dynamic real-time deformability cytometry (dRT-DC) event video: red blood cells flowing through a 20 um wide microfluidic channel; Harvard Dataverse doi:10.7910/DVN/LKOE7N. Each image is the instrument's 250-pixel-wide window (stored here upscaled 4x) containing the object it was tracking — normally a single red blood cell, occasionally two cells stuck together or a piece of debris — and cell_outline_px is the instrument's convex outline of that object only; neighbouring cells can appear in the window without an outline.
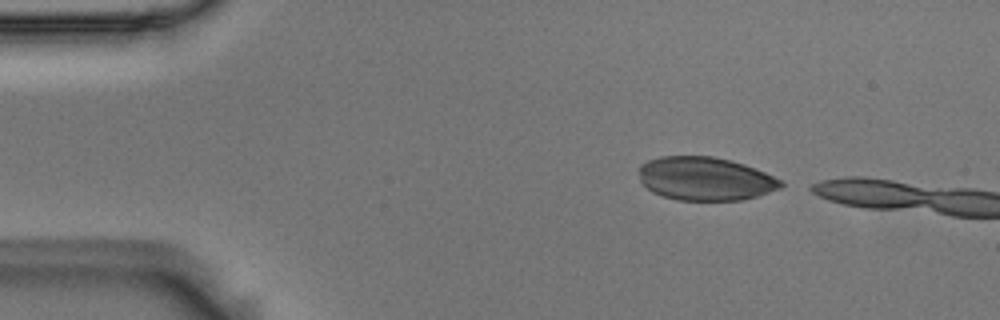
{"species": "Egyptian fruit bat (a non-hibernating species)", "species_latin": "Rousettus aegyptiacus", "temperature_condition": "room temperature", "stored_images_in_passage": 5, "camera_frame_rate_fps": 3000, "um_per_image_px": 0.085, "animal": {"sex": "male"}, "frame": {"image": 1, "passage_image": 2, "time_ms": 0.333, "image_size_px": [1000, 320], "cell_outline_px": [[784, 184], [780, 188], [756, 196], [740, 200], [676, 200], [652, 192], [640, 180], [640, 164], [648, 160], [660, 156], [712, 156], [744, 164], [764, 172], [780, 180]], "centroid_in_image_um": [59.91, 15.19], "position_along_channel_um": 25.1, "area_um2": 35.6}}